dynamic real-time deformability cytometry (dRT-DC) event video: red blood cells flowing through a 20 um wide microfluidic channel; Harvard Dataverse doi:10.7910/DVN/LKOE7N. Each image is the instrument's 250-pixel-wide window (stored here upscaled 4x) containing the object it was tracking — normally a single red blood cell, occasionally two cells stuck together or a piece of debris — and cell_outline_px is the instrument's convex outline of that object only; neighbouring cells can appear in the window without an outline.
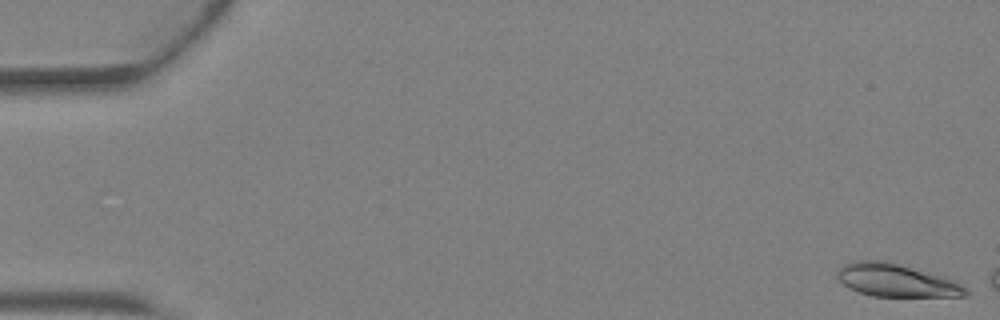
{"species": "Egyptian fruit bat (a non-hibernating species)", "species_latin": "Rousettus aegyptiacus", "temperature_condition": "warm", "stored_images_in_passage": 7, "camera_frame_rate_fps": 3000, "um_per_image_px": 0.085, "animal": {"sex": "female"}, "frame": {"image": 1, "passage_image": 1, "time_ms": 0.0, "image_size_px": [1000, 320], "cell_outline_px": [[968, 296], [872, 296], [848, 288], [836, 276], [840, 268], [844, 264], [860, 260], [892, 260], [944, 276], [968, 288]], "centroid_in_image_um": [76.21, 23.8], "position_along_channel_um": 8.8, "area_um2": 24.85}}